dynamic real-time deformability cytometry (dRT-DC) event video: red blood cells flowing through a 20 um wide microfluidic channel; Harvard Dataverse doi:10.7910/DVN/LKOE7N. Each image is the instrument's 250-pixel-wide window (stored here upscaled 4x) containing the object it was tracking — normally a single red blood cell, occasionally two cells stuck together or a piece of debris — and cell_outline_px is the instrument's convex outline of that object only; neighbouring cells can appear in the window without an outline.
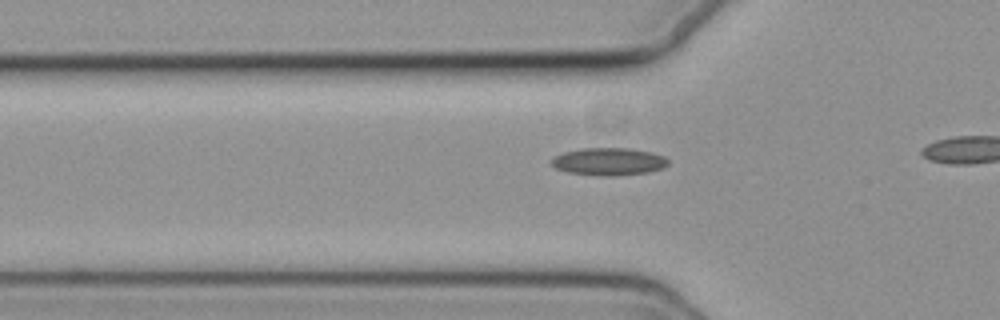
{"species": "common noctule bat (a hibernating species)", "species_latin": "Nyctalus noctula", "temperature_condition": "cold", "stored_images_in_passage": 9, "camera_frame_rate_fps": 3000, "um_per_image_px": 0.085, "animal": {"sex": "female", "body_mass_g": 19.3, "forearm_length_mm": 54.1}, "frame": {"image": 1, "passage_image": 3, "time_ms": 0.667, "image_size_px": [1000, 320], "cell_outline_px": [[668, 164], [664, 168], [648, 172], [612, 176], [600, 176], [568, 172], [556, 168], [548, 160], [564, 152], [584, 148], [628, 148], [652, 152], [664, 156], [668, 160]], "centroid_in_image_um": [51.75, 13.73], "position_along_channel_um": 74.0, "area_um2": 18.73}}
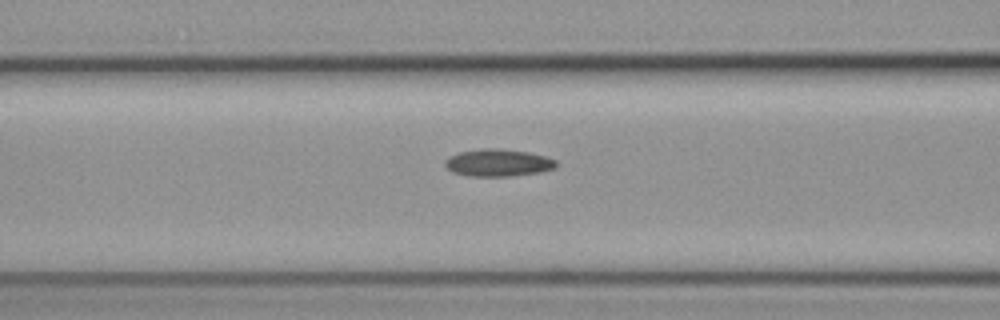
{"frame": {"image": 2, "passage_image": 7, "time_ms": 2.0, "image_size_px": [1000, 320], "cell_outline_px": [[556, 168], [540, 172], [508, 176], [468, 176], [452, 172], [444, 164], [444, 160], [448, 156], [460, 152], [484, 148], [496, 148], [528, 152], [544, 156], [556, 160]], "centroid_in_image_um": [42.31, 13.83], "position_along_channel_um": 124.3, "area_um2": 17.63}}